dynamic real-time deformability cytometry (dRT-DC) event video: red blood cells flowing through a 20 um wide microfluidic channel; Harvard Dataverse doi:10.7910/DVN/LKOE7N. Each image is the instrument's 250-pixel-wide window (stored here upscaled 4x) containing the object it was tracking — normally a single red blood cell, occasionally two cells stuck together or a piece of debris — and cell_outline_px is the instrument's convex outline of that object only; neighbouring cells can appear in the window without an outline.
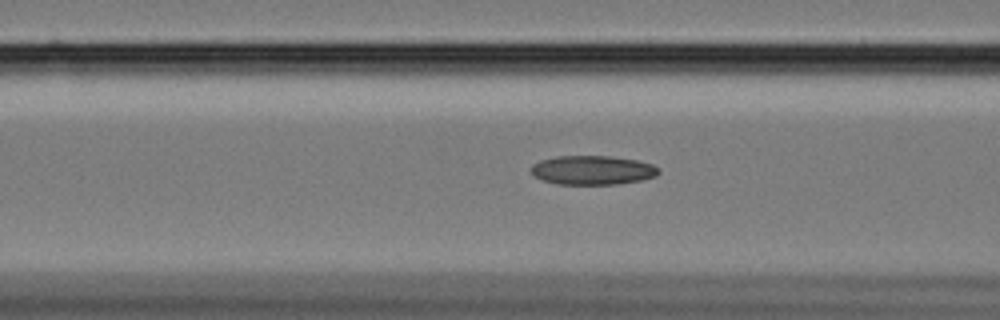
{"species": "Egyptian fruit bat (a non-hibernating species)", "species_latin": "Rousettus aegyptiacus", "temperature_condition": "cold", "stored_images_in_passage": 47, "camera_frame_rate_fps": 3000, "um_per_image_px": 0.085, "animal": {"sex": "female"}, "frame": {"image": 1, "passage_image": 18, "time_ms": 5.667, "image_size_px": [1000, 320], "cell_outline_px": [[660, 172], [656, 176], [640, 180], [616, 184], [556, 184], [544, 180], [536, 176], [532, 172], [532, 164], [540, 160], [556, 156], [608, 156], [640, 160], [652, 164], [660, 168]], "centroid_in_image_um": [50.4, 14.45], "position_along_channel_um": 116.2, "area_um2": 21.62}}
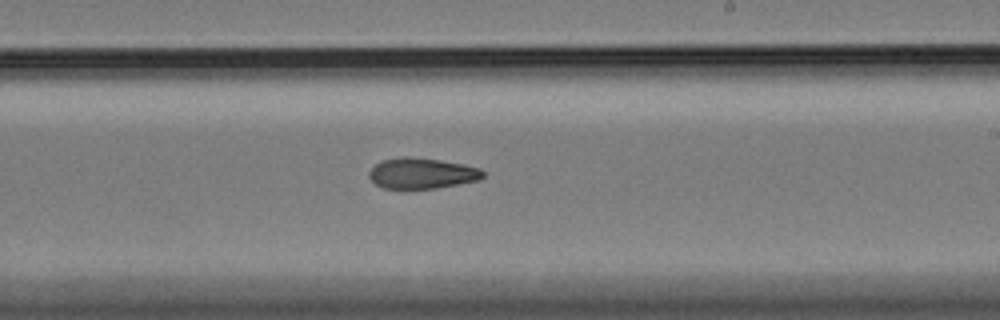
{"frame": {"image": 2, "passage_image": 30, "time_ms": 9.667, "image_size_px": [1000, 320], "cell_outline_px": [[484, 176], [480, 180], [432, 188], [384, 188], [376, 184], [368, 176], [368, 172], [380, 160], [404, 156], [408, 156], [440, 160], [464, 164], [480, 168], [484, 172]], "centroid_in_image_um": [35.85, 14.71], "position_along_channel_um": 253.1, "area_um2": 20.29}}
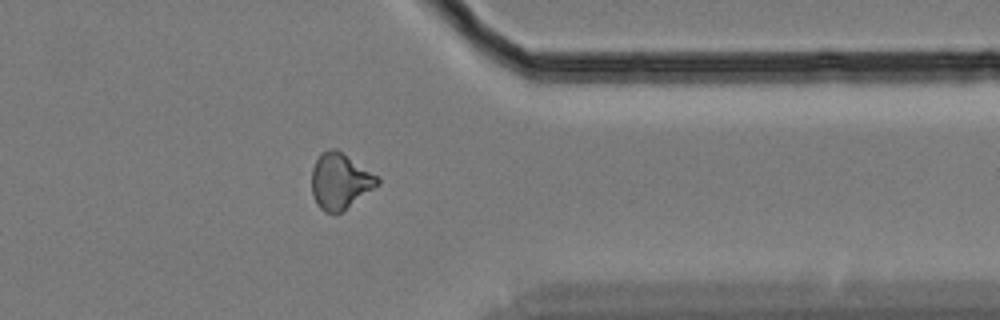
{"frame": {"image": 3, "passage_image": 42, "time_ms": 13.667, "image_size_px": [1000, 320], "cell_outline_px": [[380, 184], [340, 212], [324, 212], [316, 204], [312, 192], [312, 168], [320, 152], [328, 148], [336, 148], [380, 176]], "centroid_in_image_um": [28.91, 15.35], "position_along_channel_um": 382.5, "area_um2": 21.5}}